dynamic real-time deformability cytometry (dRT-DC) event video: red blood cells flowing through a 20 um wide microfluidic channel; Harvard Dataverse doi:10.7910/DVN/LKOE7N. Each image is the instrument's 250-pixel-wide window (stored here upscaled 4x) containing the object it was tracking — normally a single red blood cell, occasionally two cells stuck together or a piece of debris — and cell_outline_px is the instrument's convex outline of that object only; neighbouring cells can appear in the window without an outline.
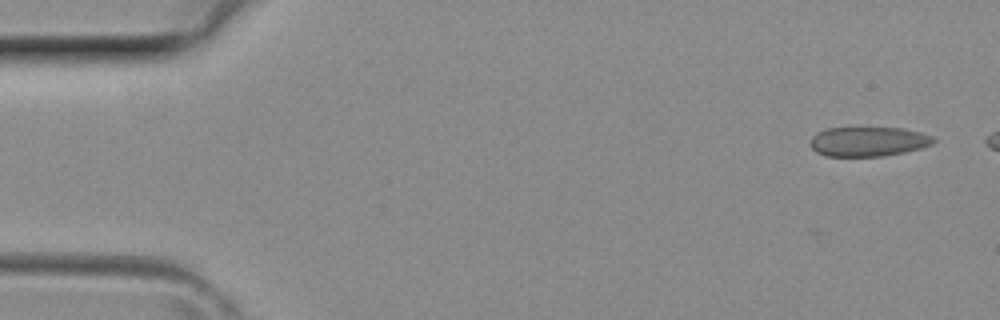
{"species": "common noctule bat (a hibernating species)", "species_latin": "Nyctalus noctula", "temperature_condition": "room temperature", "stored_images_in_passage": 5, "camera_frame_rate_fps": 3000, "um_per_image_px": 0.085, "animal": {"sex": "female", "body_mass_g": 29.2, "forearm_length_mm": 56.3}, "frame": {"image": 1, "passage_image": 1, "time_ms": 0.0, "image_size_px": [1000, 320], "cell_outline_px": [[936, 140], [932, 144], [920, 148], [904, 152], [884, 156], [824, 156], [816, 152], [812, 148], [812, 136], [816, 132], [828, 128], [900, 128], [920, 132], [932, 136]], "centroid_in_image_um": [73.79, 12.03], "position_along_channel_um": 11.2, "area_um2": 21.1}}
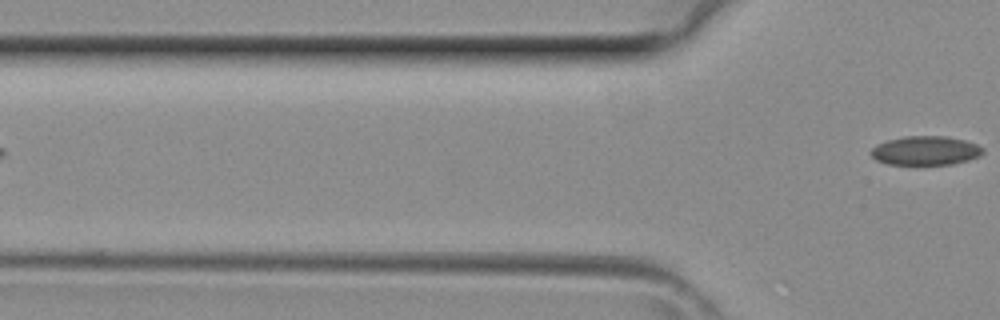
{"frame": {"image": 2, "passage_image": 5, "time_ms": 1.333, "image_size_px": [1000, 320], "cell_outline_px": [[984, 152], [980, 156], [968, 160], [952, 164], [888, 164], [876, 160], [868, 152], [876, 144], [888, 140], [904, 136], [944, 136], [964, 140], [976, 144], [984, 148]], "centroid_in_image_um": [78.66, 12.8], "position_along_channel_um": 47.1, "area_um2": 18.96}}